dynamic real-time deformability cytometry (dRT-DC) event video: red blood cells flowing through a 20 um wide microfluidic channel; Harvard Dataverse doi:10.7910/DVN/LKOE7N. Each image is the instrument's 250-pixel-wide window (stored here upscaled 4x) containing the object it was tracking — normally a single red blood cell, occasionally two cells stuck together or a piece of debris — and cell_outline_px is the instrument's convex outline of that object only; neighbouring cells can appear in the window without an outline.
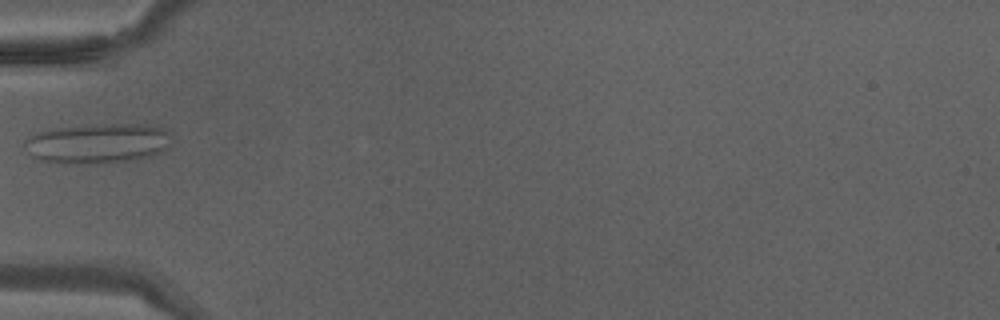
{"species": "Egyptian fruit bat (a non-hibernating species)", "species_latin": "Rousettus aegyptiacus", "temperature_condition": "warm", "stored_images_in_passage": 27, "camera_frame_rate_fps": 3000, "um_per_image_px": 0.085, "animal": {"sex": "male"}, "frame": {"image": 1, "passage_image": 1, "time_ms": 0.0, "image_size_px": [1000, 320], "cell_outline_px": [[168, 132], [164, 148], [160, 152], [148, 156], [128, 160], [100, 164], [80, 164], [44, 160], [32, 156], [28, 152], [24, 144], [36, 132], [60, 128], [112, 124], [148, 124], [164, 128]], "centroid_in_image_um": [8.29, 12.19], "position_along_channel_um": 76.7, "area_um2": 33.18}}
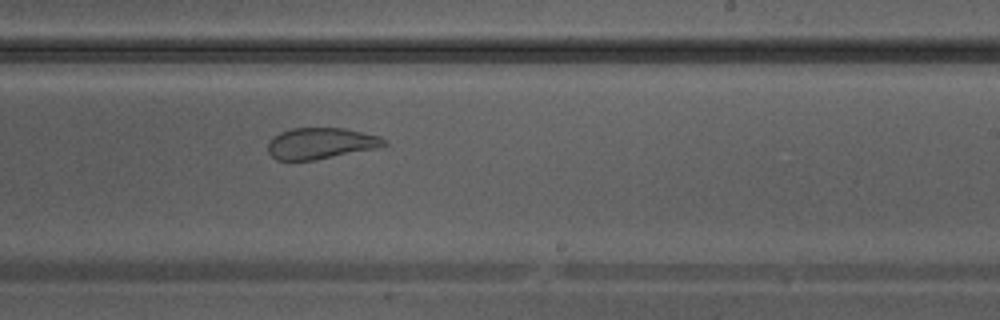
{"frame": {"image": 2, "passage_image": 12, "time_ms": 3.667, "image_size_px": [1000, 320], "cell_outline_px": [[388, 144], [372, 148], [312, 160], [276, 160], [268, 152], [268, 140], [280, 132], [292, 128], [344, 128], [380, 136], [388, 140]], "centroid_in_image_um": [27.22, 12.17], "position_along_channel_um": 261.8, "area_um2": 20.81}}